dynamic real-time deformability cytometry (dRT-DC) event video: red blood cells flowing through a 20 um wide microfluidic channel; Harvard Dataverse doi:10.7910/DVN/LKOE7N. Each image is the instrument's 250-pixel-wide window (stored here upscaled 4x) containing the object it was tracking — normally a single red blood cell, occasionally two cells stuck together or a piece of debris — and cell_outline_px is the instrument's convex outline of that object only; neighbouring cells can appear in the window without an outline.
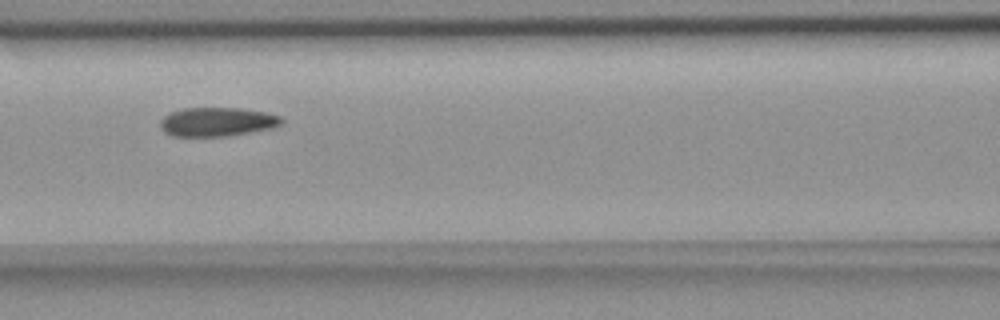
{"species": "common noctule bat (a hibernating species)", "species_latin": "Nyctalus noctula", "temperature_condition": "room temperature", "stored_images_in_passage": 5, "camera_frame_rate_fps": 3000, "um_per_image_px": 0.085, "animal": {"sex": "female", "body_mass_g": 18.4}, "frame": {"image": 1, "passage_image": 3, "time_ms": 2.333, "image_size_px": [1000, 320], "cell_outline_px": [[284, 120], [280, 124], [272, 128], [228, 136], [172, 136], [164, 132], [160, 128], [160, 120], [164, 116], [172, 112], [184, 108], [240, 108], [264, 112], [280, 116]], "centroid_in_image_um": [18.44, 10.36], "position_along_channel_um": 148.2, "area_um2": 20.4}}